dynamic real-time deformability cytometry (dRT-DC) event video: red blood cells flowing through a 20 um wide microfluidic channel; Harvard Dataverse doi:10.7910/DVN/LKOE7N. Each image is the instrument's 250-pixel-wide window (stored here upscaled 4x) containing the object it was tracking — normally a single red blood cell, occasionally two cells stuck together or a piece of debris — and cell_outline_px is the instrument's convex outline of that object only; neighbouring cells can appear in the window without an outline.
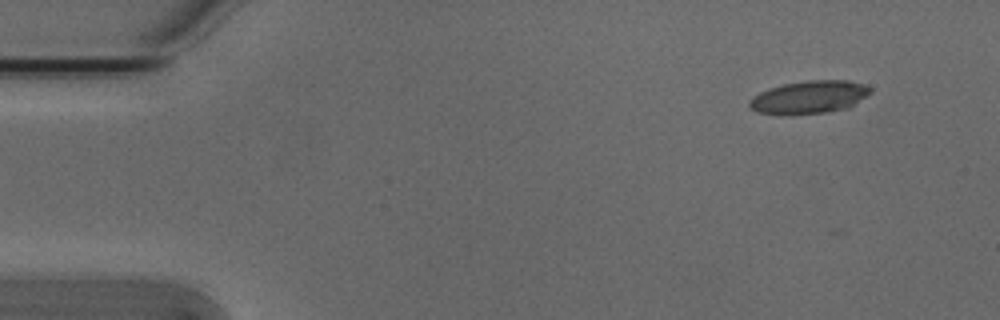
{"species": "Egyptian fruit bat (a non-hibernating species)", "species_latin": "Rousettus aegyptiacus", "temperature_condition": "cold", "stored_images_in_passage": 3, "segment_of_instrument_passage": [2, 2], "camera_frame_rate_fps": 3000, "um_per_image_px": 0.085, "animal": {"sex": "male"}, "frame": {"image": 1, "passage_image": 3, "time_ms": 0.667, "image_size_px": [1000, 320], "cell_outline_px": [[872, 92], [848, 108], [824, 112], [756, 112], [748, 104], [748, 100], [752, 96], [760, 92], [784, 84], [808, 80], [848, 80], [864, 84], [872, 88]], "centroid_in_image_um": [68.85, 8.21], "position_along_channel_um": 16.2, "area_um2": 22.37}}